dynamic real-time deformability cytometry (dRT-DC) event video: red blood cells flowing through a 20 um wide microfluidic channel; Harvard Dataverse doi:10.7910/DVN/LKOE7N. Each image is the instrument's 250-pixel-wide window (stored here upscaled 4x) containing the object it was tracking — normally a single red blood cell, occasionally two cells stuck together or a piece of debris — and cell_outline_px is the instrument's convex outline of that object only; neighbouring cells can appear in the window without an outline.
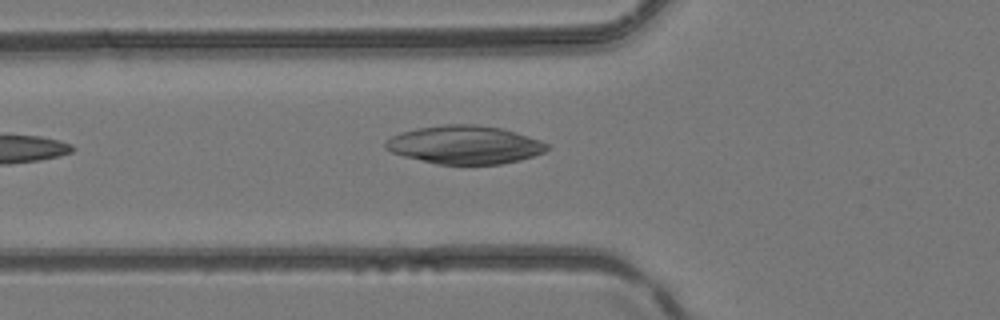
{"species": "common noctule bat (a hibernating species)", "species_latin": "Nyctalus noctula", "temperature_condition": "room temperature", "stored_images_in_passage": 5, "camera_frame_rate_fps": 3000, "um_per_image_px": 0.085, "animal": {"sex": "female", "body_mass_g": 24.6, "forearm_length_mm": 56.2}, "frame": {"image": 1, "passage_image": 5, "time_ms": 1.333, "image_size_px": [1000, 320], "cell_outline_px": [[548, 148], [544, 152], [520, 160], [500, 164], [436, 164], [404, 156], [392, 152], [384, 148], [384, 144], [392, 136], [400, 132], [416, 128], [444, 124], [476, 124], [500, 128], [516, 132], [540, 140], [548, 144]], "centroid_in_image_um": [39.49, 12.3], "position_along_channel_um": 86.3, "area_um2": 35.95}}